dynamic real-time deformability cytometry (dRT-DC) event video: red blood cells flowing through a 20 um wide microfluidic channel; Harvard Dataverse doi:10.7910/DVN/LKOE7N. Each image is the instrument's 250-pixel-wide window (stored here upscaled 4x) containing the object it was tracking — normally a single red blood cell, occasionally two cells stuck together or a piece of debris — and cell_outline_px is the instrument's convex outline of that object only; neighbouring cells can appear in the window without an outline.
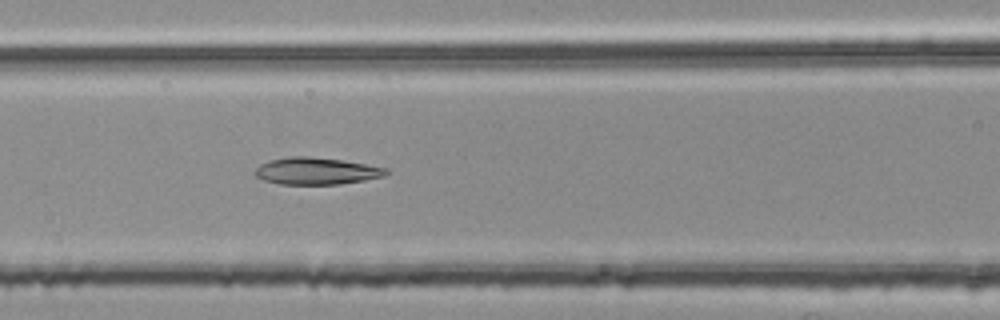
{"species": "common noctule bat (a hibernating species)", "species_latin": "Nyctalus noctula", "temperature_condition": "room temperature", "stored_images_in_passage": 53, "camera_frame_rate_fps": 3000, "um_per_image_px": 0.085, "animal": {"sex": "female", "body_mass_g": 25.1}, "frame": {"image": 1, "passage_image": 22, "time_ms": 7.0, "image_size_px": [1000, 320], "cell_outline_px": [[388, 172], [384, 176], [364, 180], [340, 184], [276, 184], [264, 180], [256, 176], [256, 168], [260, 164], [268, 160], [288, 156], [308, 156], [340, 160], [388, 168]], "centroid_in_image_um": [26.86, 14.53], "position_along_channel_um": 139.7, "area_um2": 20.52}}
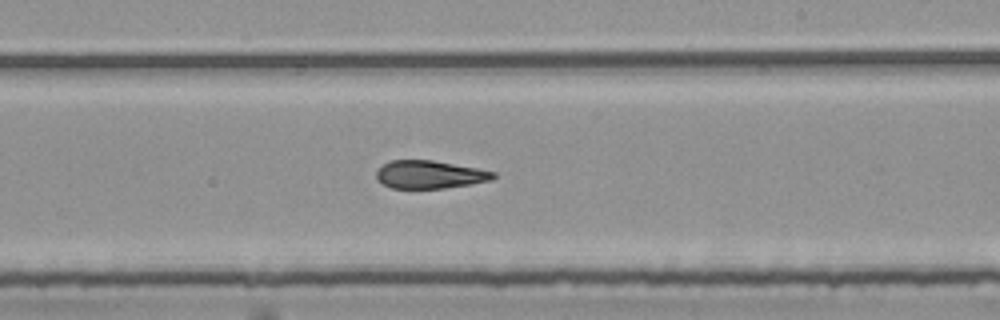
{"frame": {"image": 2, "passage_image": 31, "time_ms": 10.0, "image_size_px": [1000, 320], "cell_outline_px": [[496, 176], [492, 180], [444, 188], [392, 188], [376, 180], [376, 172], [384, 164], [392, 160], [432, 160], [476, 168], [496, 172]], "centroid_in_image_um": [36.52, 14.83], "position_along_channel_um": 252.5, "area_um2": 18.84}}
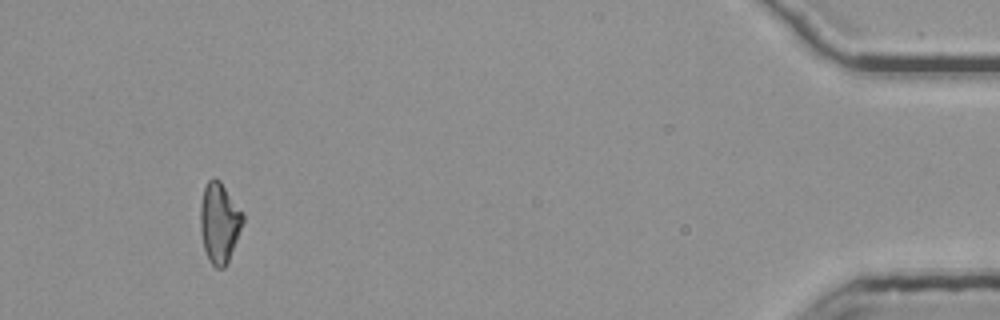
{"frame": {"image": 3, "passage_image": 50, "time_ms": 16.333, "image_size_px": [1000, 320], "cell_outline_px": [[244, 220], [228, 260], [224, 268], [216, 268], [212, 264], [204, 248], [200, 228], [200, 204], [204, 188], [208, 180], [212, 176], [220, 180], [244, 212]], "centroid_in_image_um": [18.64, 18.86], "position_along_channel_um": 416.6, "area_um2": 19.83}, "authors_computed_cell_mechanics": {"area_um2": 20.3456, "velocity_mm_per_s": 3.7693, "shape_relaxation_time_tau1_ms": null, "shape_relaxation_time_tau2_ms": 3.2386, "deformation_change_tau1": null, "deformation_change_tau2": 0.104}}